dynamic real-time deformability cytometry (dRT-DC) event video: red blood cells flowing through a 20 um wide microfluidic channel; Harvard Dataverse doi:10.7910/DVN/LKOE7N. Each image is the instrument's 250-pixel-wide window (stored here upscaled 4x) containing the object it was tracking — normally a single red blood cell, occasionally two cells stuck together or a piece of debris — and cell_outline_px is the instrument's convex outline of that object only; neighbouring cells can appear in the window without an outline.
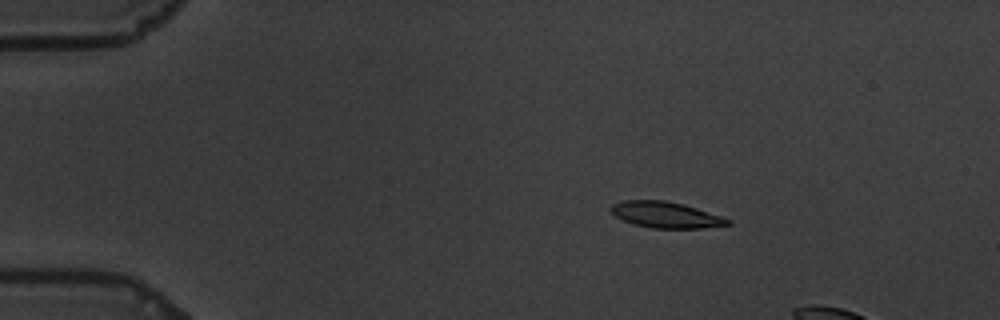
{"species": "common noctule bat (a hibernating species)", "species_latin": "Nyctalus noctula", "temperature_condition": "warm", "stored_images_in_passage": 17, "camera_frame_rate_fps": 3000, "um_per_image_px": 0.085, "animal": {"sex": "male", "body_mass_g": 19.5, "forearm_length_mm": 54.6}, "frame": {"image": 1, "passage_image": 10, "time_ms": 3.0, "image_size_px": [1000, 320], "cell_outline_px": [[732, 224], [700, 228], [652, 228], [632, 224], [616, 216], [608, 208], [612, 204], [624, 200], [664, 200], [684, 204], [732, 220]], "centroid_in_image_um": [56.57, 18.25], "position_along_channel_um": 28.4, "area_um2": 17.69}}